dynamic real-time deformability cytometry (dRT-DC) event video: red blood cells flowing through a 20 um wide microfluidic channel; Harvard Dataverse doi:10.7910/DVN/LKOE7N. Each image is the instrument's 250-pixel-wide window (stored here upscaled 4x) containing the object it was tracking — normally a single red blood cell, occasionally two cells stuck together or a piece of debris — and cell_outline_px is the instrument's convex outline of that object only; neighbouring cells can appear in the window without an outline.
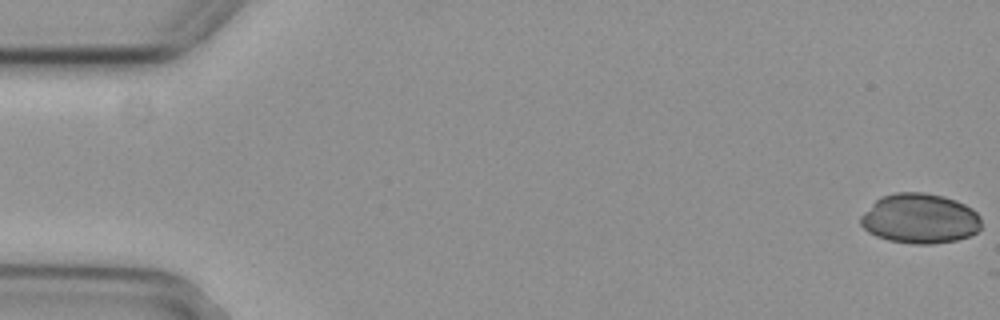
{"species": "common noctule bat (a hibernating species)", "species_latin": "Nyctalus noctula", "temperature_condition": "cold", "stored_images_in_passage": 4, "camera_frame_rate_fps": 3000, "um_per_image_px": 0.085, "animal": {"sex": "female", "body_mass_g": 29.2, "forearm_length_mm": 56.3}, "frame": {"image": 1, "passage_image": 1, "time_ms": 0.0, "image_size_px": [1000, 320], "cell_outline_px": [[980, 228], [976, 232], [968, 236], [956, 240], [932, 244], [912, 244], [888, 240], [876, 236], [868, 232], [860, 224], [860, 216], [880, 196], [896, 192], [924, 192], [944, 196], [956, 200], [972, 208], [980, 216]], "centroid_in_image_um": [78.17, 18.57], "position_along_channel_um": 6.8, "area_um2": 35.26}}